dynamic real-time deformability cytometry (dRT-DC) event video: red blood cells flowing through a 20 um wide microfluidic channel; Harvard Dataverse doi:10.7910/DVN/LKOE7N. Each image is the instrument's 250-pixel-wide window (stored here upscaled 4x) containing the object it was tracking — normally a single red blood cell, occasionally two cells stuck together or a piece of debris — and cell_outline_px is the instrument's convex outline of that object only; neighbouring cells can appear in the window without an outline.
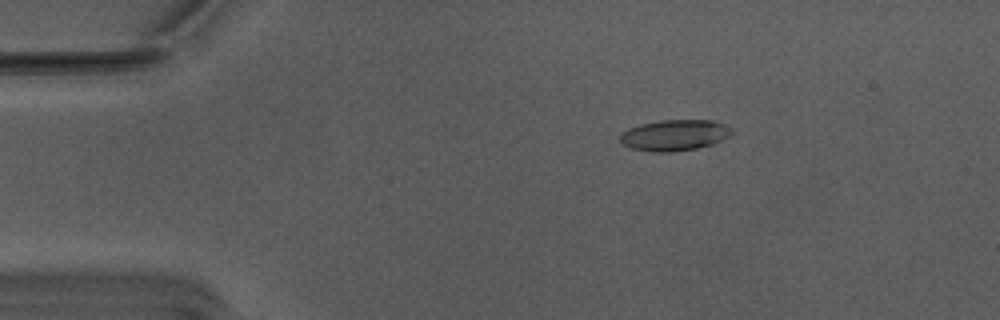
{"species": "Egyptian fruit bat (a non-hibernating species)", "species_latin": "Rousettus aegyptiacus", "temperature_condition": "warm", "stored_images_in_passage": 54, "camera_frame_rate_fps": 3000, "um_per_image_px": 0.085, "animal": {"sex": "male"}, "frame": {"image": 1, "passage_image": 9, "time_ms": 2.667, "image_size_px": [1000, 320], "cell_outline_px": [[732, 136], [712, 144], [696, 148], [672, 152], [652, 152], [632, 148], [624, 144], [620, 140], [620, 136], [628, 128], [640, 124], [660, 120], [712, 120], [724, 124], [732, 128]], "centroid_in_image_um": [57.37, 11.48], "position_along_channel_um": 27.6, "area_um2": 20.17}}
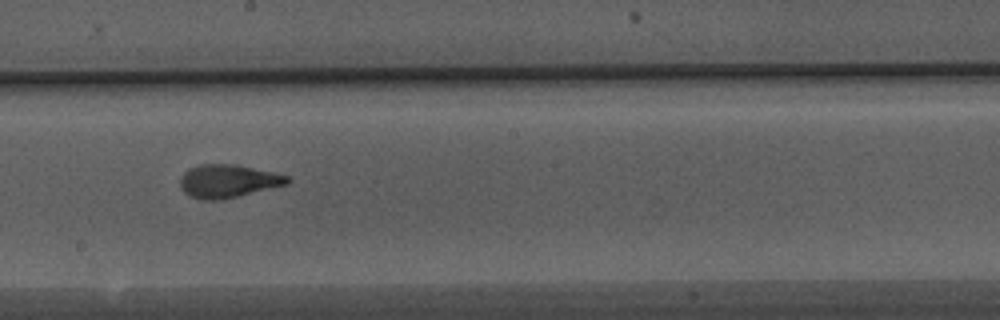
{"frame": {"image": 2, "passage_image": 30, "time_ms": 9.667, "image_size_px": [1000, 320], "cell_outline_px": [[292, 180], [288, 184], [220, 200], [200, 200], [184, 192], [180, 188], [180, 176], [188, 168], [200, 164], [232, 164], [276, 172], [288, 176]], "centroid_in_image_um": [19.37, 15.38], "position_along_channel_um": 228.8, "area_um2": 20.75}}
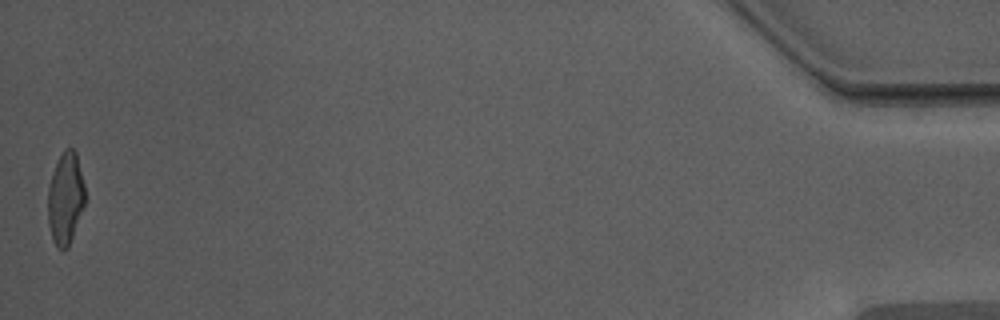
{"frame": {"image": 3, "passage_image": 54, "time_ms": 17.667, "image_size_px": [1000, 320], "cell_outline_px": [[84, 204], [68, 248], [64, 252], [56, 248], [52, 240], [48, 224], [48, 188], [52, 172], [64, 148], [72, 148], [76, 152], [84, 184]], "centroid_in_image_um": [5.54, 16.9], "position_along_channel_um": 429.7, "area_um2": 19.88}, "authors_computed_cell_mechanics": {"area_um2": 20.2878, "velocity_mm_per_s": 3.7716, "shape_relaxation_time_tau1_ms": 4.6558, "shape_relaxation_time_tau2_ms": 1.0813, "deformation_change_tau1": 0.214, "deformation_change_tau2": 0.0895}}